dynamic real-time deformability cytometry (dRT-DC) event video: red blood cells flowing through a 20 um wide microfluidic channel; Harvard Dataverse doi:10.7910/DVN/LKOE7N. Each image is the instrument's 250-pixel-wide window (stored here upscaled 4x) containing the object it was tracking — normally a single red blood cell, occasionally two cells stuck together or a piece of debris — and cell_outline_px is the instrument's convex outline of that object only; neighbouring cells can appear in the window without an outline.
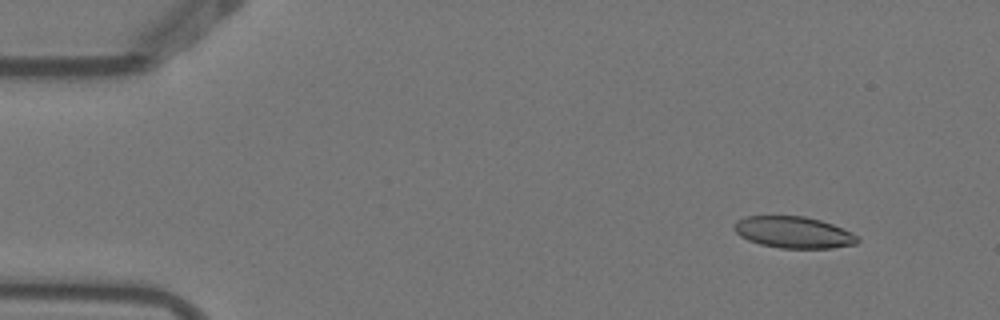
{"species": "Egyptian fruit bat (a non-hibernating species)", "species_latin": "Rousettus aegyptiacus", "temperature_condition": "warm", "stored_images_in_passage": 6, "segment_of_instrument_passage": [1, 2], "camera_frame_rate_fps": 3000, "um_per_image_px": 0.085, "animal": {"sex": "female"}, "frame": {"image": 1, "passage_image": 2, "time_ms": 0.333, "image_size_px": [1000, 320], "cell_outline_px": [[860, 240], [856, 244], [832, 248], [780, 248], [760, 244], [748, 240], [740, 236], [732, 228], [732, 224], [736, 220], [744, 216], [804, 216], [820, 220], [832, 224], [852, 232], [860, 236]], "centroid_in_image_um": [67.44, 19.74], "position_along_channel_um": 17.6, "area_um2": 22.95}}